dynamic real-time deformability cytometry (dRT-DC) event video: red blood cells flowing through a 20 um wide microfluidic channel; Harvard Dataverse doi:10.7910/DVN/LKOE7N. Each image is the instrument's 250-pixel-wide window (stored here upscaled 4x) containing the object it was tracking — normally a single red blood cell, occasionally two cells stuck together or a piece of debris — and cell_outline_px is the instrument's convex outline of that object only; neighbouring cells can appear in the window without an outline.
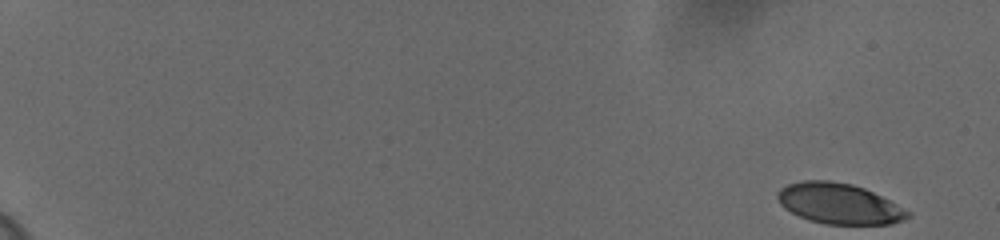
{"species": "human", "species_latin": "Homo sapiens", "temperature_condition": "cold", "stored_images_in_passage": 58, "camera_frame_rate_fps": 3000, "um_per_image_px": 0.085, "donor": {"sex": "female"}, "frame": {"image": 1, "passage_image": 1, "time_ms": 0.0, "image_size_px": [1000, 240], "cell_outline_px": [[912, 216], [904, 220], [892, 224], [824, 224], [808, 220], [784, 208], [780, 204], [776, 196], [776, 192], [780, 188], [788, 184], [804, 180], [828, 180], [852, 184], [864, 188], [912, 212]], "centroid_in_image_um": [71.32, 17.31], "position_along_channel_um": 13.7, "area_um2": 30.87}}
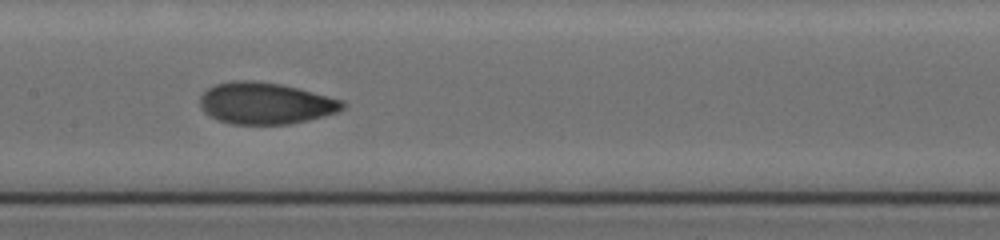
{"frame": {"image": 2, "passage_image": 32, "time_ms": 10.333, "image_size_px": [1000, 240], "cell_outline_px": [[348, 104], [340, 112], [308, 120], [288, 124], [232, 124], [220, 120], [204, 112], [200, 108], [200, 96], [208, 88], [216, 84], [232, 80], [252, 80], [280, 84], [344, 100]], "centroid_in_image_um": [22.59, 8.78], "position_along_channel_um": 184.8, "area_um2": 34.62}}
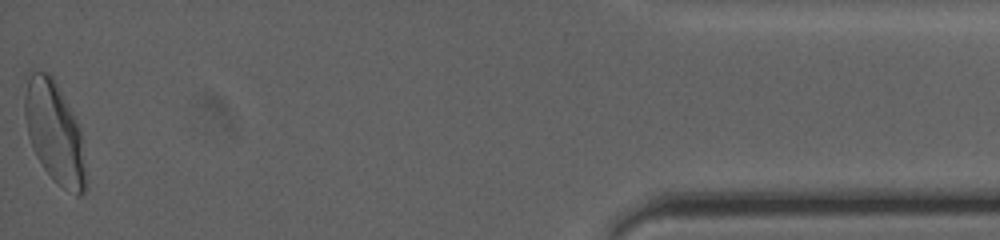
{"frame": {"image": 3, "passage_image": 58, "time_ms": 19.0, "image_size_px": [1000, 240], "cell_outline_px": [[88, 188], [80, 196], [76, 196], [52, 180], [36, 156], [32, 148], [28, 136], [24, 116], [24, 96], [28, 68], [32, 68], [48, 72], [52, 76], [80, 128], [88, 180]], "centroid_in_image_um": [4.63, 11.27], "position_along_channel_um": 430.6, "area_um2": 36.82}, "authors_computed_cell_mechanics": {"area_um2": 33.5529, "velocity_mm_per_s": 3.6205, "shape_relaxation_time_tau1_ms": 4.8423, "shape_relaxation_time_tau2_ms": 1.1192, "deformation_change_tau1": 0.1672, "deformation_change_tau2": 0.0538}}